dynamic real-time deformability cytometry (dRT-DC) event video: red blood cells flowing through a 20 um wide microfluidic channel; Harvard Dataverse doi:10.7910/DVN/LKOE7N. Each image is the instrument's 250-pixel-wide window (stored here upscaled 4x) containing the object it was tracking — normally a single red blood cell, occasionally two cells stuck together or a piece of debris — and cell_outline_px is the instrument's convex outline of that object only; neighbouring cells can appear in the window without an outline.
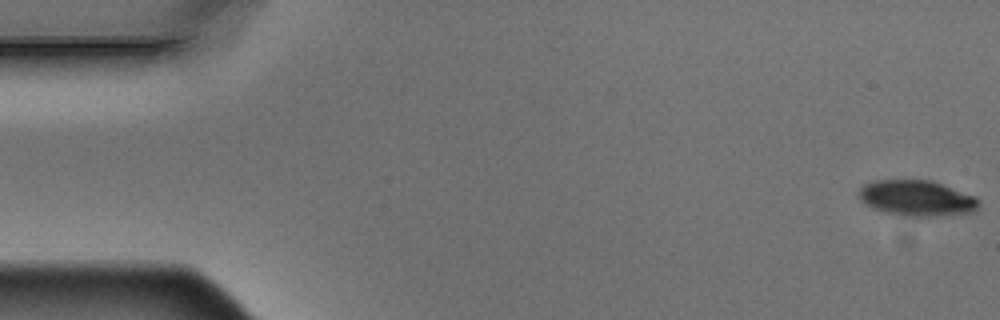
{"species": "Egyptian fruit bat (a non-hibernating species)", "species_latin": "Rousettus aegyptiacus", "temperature_condition": "warm", "stored_images_in_passage": 3, "camera_frame_rate_fps": 3000, "um_per_image_px": 0.085, "animal": {"sex": "male"}, "frame": {"image": 1, "passage_image": 1, "time_ms": 0.0, "image_size_px": [1000, 320], "cell_outline_px": [[980, 204], [976, 212], [944, 216], [896, 216], [872, 208], [860, 200], [860, 188], [864, 184], [872, 180], [932, 180], [976, 196], [980, 200]], "centroid_in_image_um": [77.97, 16.86], "position_along_channel_um": 7.0, "area_um2": 25.43}}
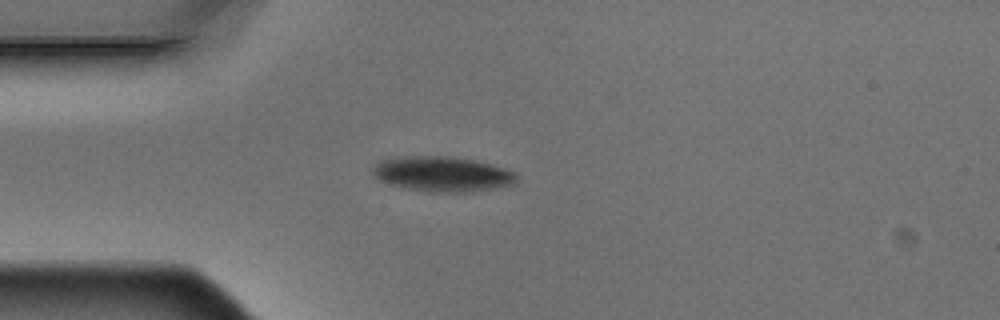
{"frame": {"image": 2, "passage_image": 3, "time_ms": 0.667, "image_size_px": [1000, 320], "cell_outline_px": [[516, 184], [492, 188], [464, 192], [440, 192], [408, 188], [392, 184], [380, 180], [372, 176], [372, 168], [380, 160], [400, 156], [452, 156], [476, 160], [504, 168], [512, 172], [516, 176]], "centroid_in_image_um": [37.57, 14.77], "position_along_channel_um": 47.4, "area_um2": 29.13}}